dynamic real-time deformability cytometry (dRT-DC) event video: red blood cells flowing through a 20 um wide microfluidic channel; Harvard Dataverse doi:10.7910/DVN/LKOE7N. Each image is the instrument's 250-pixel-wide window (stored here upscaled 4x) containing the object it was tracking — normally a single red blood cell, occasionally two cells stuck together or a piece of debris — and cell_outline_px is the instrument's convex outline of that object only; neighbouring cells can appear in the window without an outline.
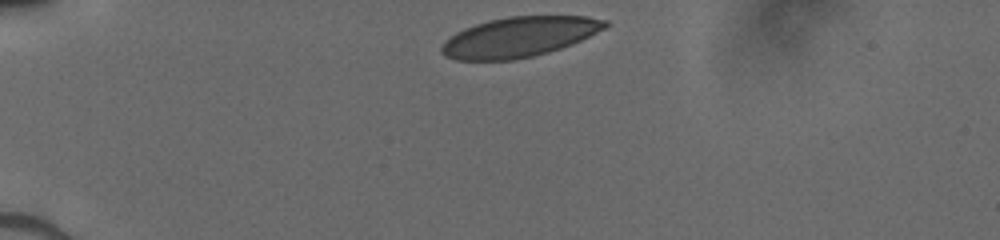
{"species": "human", "species_latin": "Homo sapiens", "temperature_condition": "cold", "stored_images_in_passage": 31, "camera_frame_rate_fps": 3000, "um_per_image_px": 0.085, "donor": {"sex": "male"}, "frame": {"image": 1, "passage_image": 1, "time_ms": 0.0, "image_size_px": [1000, 240], "cell_outline_px": [[608, 24], [604, 28], [572, 44], [548, 52], [532, 56], [512, 60], [456, 60], [444, 56], [440, 52], [440, 48], [444, 40], [456, 32], [464, 28], [488, 20], [508, 16], [588, 16], [608, 20]], "centroid_in_image_um": [44.08, 3.14], "position_along_channel_um": 40.9, "area_um2": 38.15}}
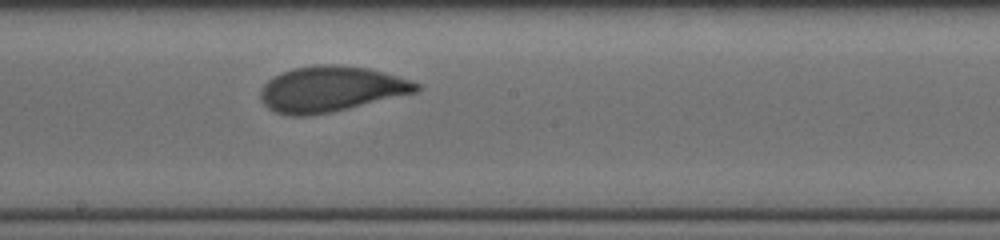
{"frame": {"image": 2, "passage_image": 18, "time_ms": 5.667, "image_size_px": [1000, 240], "cell_outline_px": [[420, 88], [416, 92], [332, 112], [312, 116], [292, 116], [276, 112], [268, 108], [260, 100], [260, 92], [264, 84], [268, 80], [292, 68], [316, 64], [336, 64], [368, 68], [384, 72], [420, 84]], "centroid_in_image_um": [28.09, 7.57], "position_along_channel_um": 220.1, "area_um2": 41.21}}
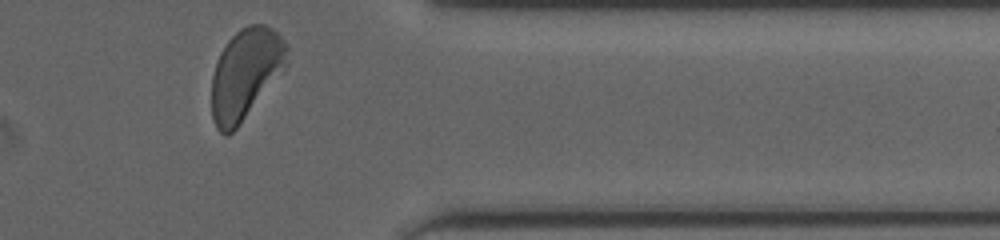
{"frame": {"image": 3, "passage_image": 31, "time_ms": 10.0, "image_size_px": [1000, 240], "cell_outline_px": [[288, 64], [236, 128], [228, 136], [224, 136], [216, 128], [212, 116], [212, 76], [216, 60], [220, 52], [228, 40], [240, 28], [248, 24], [264, 24], [272, 28], [288, 44]], "centroid_in_image_um": [20.86, 6.24], "position_along_channel_um": 390.5, "area_um2": 39.65}}